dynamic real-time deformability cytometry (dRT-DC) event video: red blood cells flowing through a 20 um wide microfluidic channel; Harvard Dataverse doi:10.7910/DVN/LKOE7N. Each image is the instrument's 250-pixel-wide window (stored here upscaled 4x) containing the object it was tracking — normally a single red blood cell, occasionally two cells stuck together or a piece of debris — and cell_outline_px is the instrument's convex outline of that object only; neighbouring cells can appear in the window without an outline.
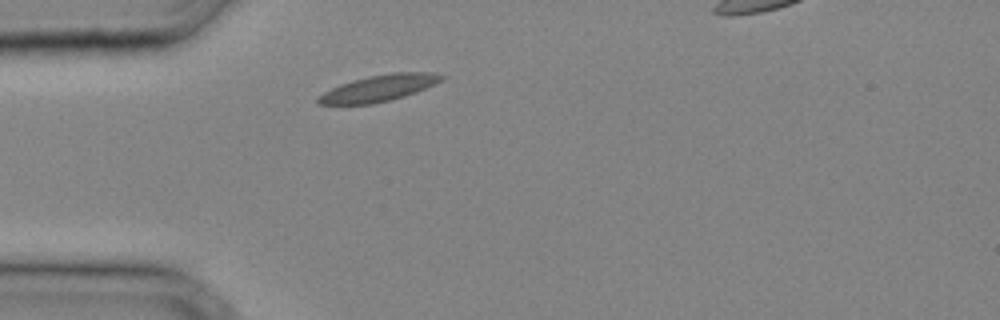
{"species": "common noctule bat (a hibernating species)", "species_latin": "Nyctalus noctula", "temperature_condition": "cold", "stored_images_in_passage": 21, "camera_frame_rate_fps": 3000, "um_per_image_px": 0.085, "animal": {"sex": "male", "body_mass_g": 20.4}, "frame": {"image": 1, "passage_image": 1, "time_ms": 0.0, "image_size_px": [1000, 320], "cell_outline_px": [[444, 76], [440, 80], [416, 92], [404, 96], [372, 104], [316, 104], [316, 100], [324, 92], [340, 84], [352, 80], [368, 76], [392, 72], [432, 72]], "centroid_in_image_um": [32.16, 7.48], "position_along_channel_um": 52.8, "area_um2": 18.61}}
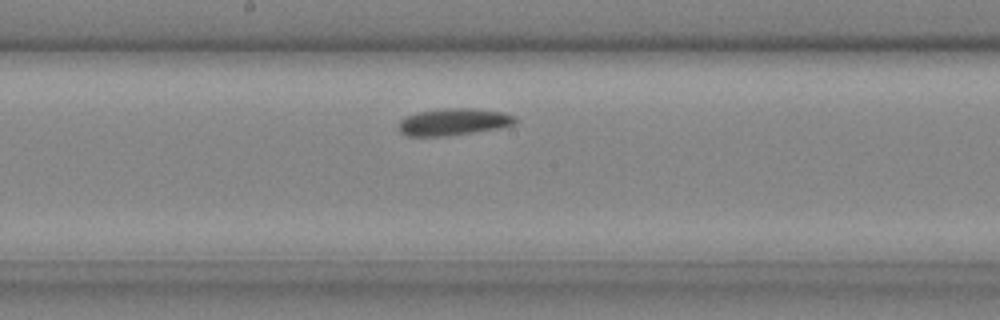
{"frame": {"image": 2, "passage_image": 10, "time_ms": 3.0, "image_size_px": [1000, 320], "cell_outline_px": [[516, 124], [496, 128], [444, 136], [408, 136], [400, 132], [400, 120], [416, 112], [444, 108], [472, 108], [504, 112], [516, 116]], "centroid_in_image_um": [38.56, 10.34], "position_along_channel_um": 209.6, "area_um2": 18.09}}
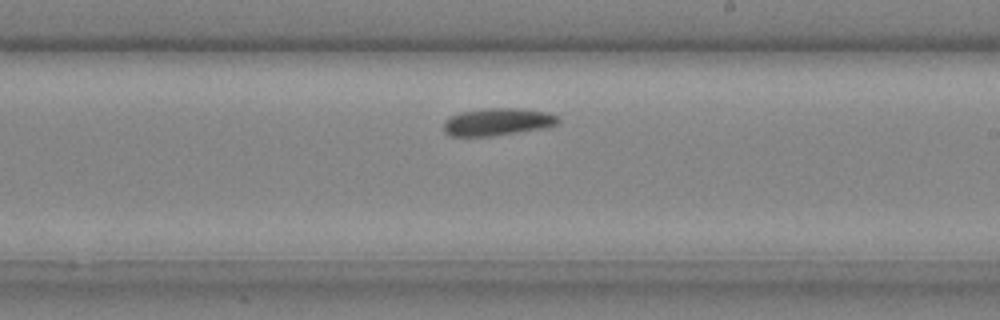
{"frame": {"image": 3, "passage_image": 12, "time_ms": 3.667, "image_size_px": [1000, 320], "cell_outline_px": [[560, 120], [556, 124], [544, 128], [492, 136], [448, 136], [444, 132], [444, 120], [460, 112], [484, 108], [520, 108], [548, 112], [560, 116]], "centroid_in_image_um": [42.29, 10.35], "position_along_channel_um": 246.7, "area_um2": 18.44}}